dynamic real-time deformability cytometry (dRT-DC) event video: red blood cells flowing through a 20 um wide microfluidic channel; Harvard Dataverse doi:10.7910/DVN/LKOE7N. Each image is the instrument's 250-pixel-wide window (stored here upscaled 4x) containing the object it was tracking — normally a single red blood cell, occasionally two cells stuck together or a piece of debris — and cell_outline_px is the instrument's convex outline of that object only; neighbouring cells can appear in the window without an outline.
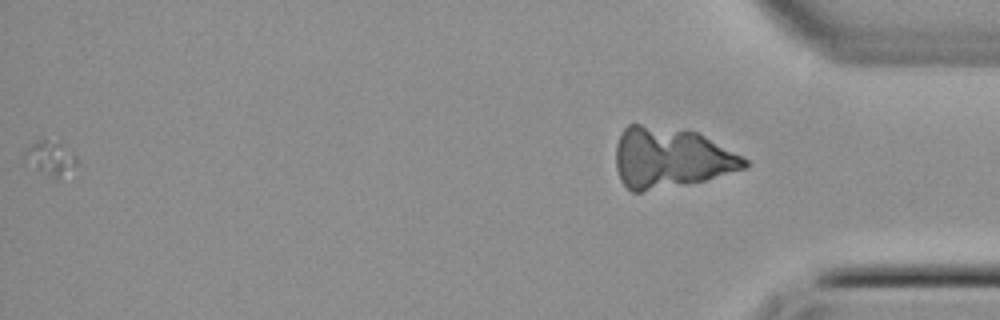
{"species": "common noctule bat (a hibernating species)", "species_latin": "Nyctalus noctula", "temperature_condition": "cold", "stored_images_in_passage": 34, "camera_frame_rate_fps": 3000, "um_per_image_px": 0.085, "animal": {"sex": "female", "body_mass_g": 22.7, "forearm_length_mm": 54.2}, "frame": {"image": 1, "passage_image": 33, "time_ms": 10.667, "image_size_px": [1000, 320], "cell_outline_px": [[76, 164], [60, 180], [56, 180], [20, 160], [24, 152], [40, 136], [44, 136], [60, 140], [76, 156]], "centroid_in_image_um": [4.24, 13.37], "position_along_channel_um": 431.0, "area_um2": 11.16}}